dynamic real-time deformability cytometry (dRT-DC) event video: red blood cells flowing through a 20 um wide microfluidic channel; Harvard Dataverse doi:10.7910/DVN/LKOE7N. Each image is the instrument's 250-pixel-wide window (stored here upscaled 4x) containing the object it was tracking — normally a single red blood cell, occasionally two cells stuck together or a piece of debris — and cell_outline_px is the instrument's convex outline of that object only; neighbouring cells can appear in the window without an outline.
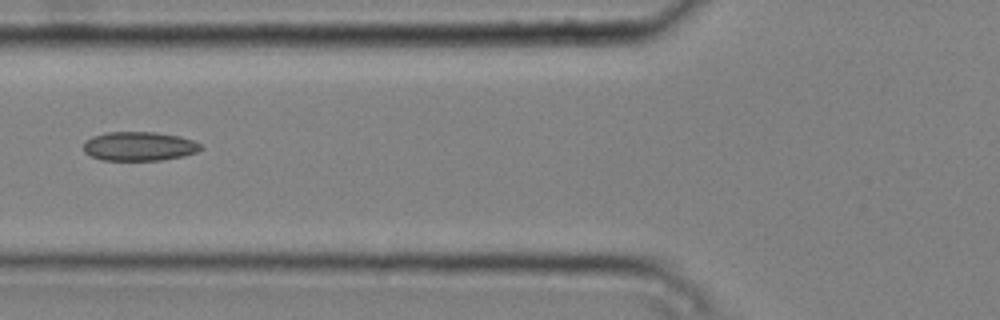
{"species": "common noctule bat (a hibernating species)", "species_latin": "Nyctalus noctula", "temperature_condition": "cold", "stored_images_in_passage": 6, "camera_frame_rate_fps": 3000, "um_per_image_px": 0.085, "animal": {"sex": "male", "body_mass_g": 20.4}, "frame": {"image": 1, "passage_image": 6, "time_ms": 1.667, "image_size_px": [1000, 320], "cell_outline_px": [[204, 148], [196, 152], [184, 156], [160, 160], [100, 160], [84, 152], [84, 140], [92, 136], [104, 132], [156, 132], [180, 136], [192, 140], [200, 144]], "centroid_in_image_um": [11.81, 12.43], "position_along_channel_um": 114.0, "area_um2": 20.0}}